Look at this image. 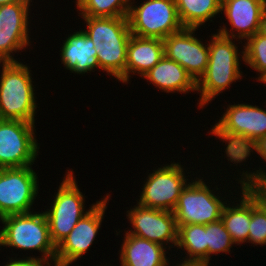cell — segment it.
Listing matches in <instances>:
<instances>
[{
  "label": "cell",
  "instance_id": "cell-1",
  "mask_svg": "<svg viewBox=\"0 0 266 266\" xmlns=\"http://www.w3.org/2000/svg\"><path fill=\"white\" fill-rule=\"evenodd\" d=\"M218 121L210 133L226 143V158L232 163L266 136V109L256 105L229 104Z\"/></svg>",
  "mask_w": 266,
  "mask_h": 266
},
{
  "label": "cell",
  "instance_id": "cell-2",
  "mask_svg": "<svg viewBox=\"0 0 266 266\" xmlns=\"http://www.w3.org/2000/svg\"><path fill=\"white\" fill-rule=\"evenodd\" d=\"M82 20L87 25L83 31L97 50L100 69L125 83L127 47L132 35L127 16L82 17Z\"/></svg>",
  "mask_w": 266,
  "mask_h": 266
},
{
  "label": "cell",
  "instance_id": "cell-3",
  "mask_svg": "<svg viewBox=\"0 0 266 266\" xmlns=\"http://www.w3.org/2000/svg\"><path fill=\"white\" fill-rule=\"evenodd\" d=\"M211 36L208 65L205 73L197 81V93L200 94L198 107L201 109L228 89L233 82L240 80L243 75L240 61L244 62V50L239 52L233 38L219 33ZM239 56H241L240 61Z\"/></svg>",
  "mask_w": 266,
  "mask_h": 266
},
{
  "label": "cell",
  "instance_id": "cell-4",
  "mask_svg": "<svg viewBox=\"0 0 266 266\" xmlns=\"http://www.w3.org/2000/svg\"><path fill=\"white\" fill-rule=\"evenodd\" d=\"M0 247L19 250H38L40 262L55 264L56 246L50 238L47 218L43 212H29L8 215L0 219Z\"/></svg>",
  "mask_w": 266,
  "mask_h": 266
},
{
  "label": "cell",
  "instance_id": "cell-5",
  "mask_svg": "<svg viewBox=\"0 0 266 266\" xmlns=\"http://www.w3.org/2000/svg\"><path fill=\"white\" fill-rule=\"evenodd\" d=\"M0 75V119L35 124L37 110L30 67L23 62L2 63Z\"/></svg>",
  "mask_w": 266,
  "mask_h": 266
},
{
  "label": "cell",
  "instance_id": "cell-6",
  "mask_svg": "<svg viewBox=\"0 0 266 266\" xmlns=\"http://www.w3.org/2000/svg\"><path fill=\"white\" fill-rule=\"evenodd\" d=\"M66 176L60 183L53 196L50 208L44 212L50 230V238L57 247L76 226L78 221L96 204H92L85 211V197L78 188V182L72 170H67Z\"/></svg>",
  "mask_w": 266,
  "mask_h": 266
},
{
  "label": "cell",
  "instance_id": "cell-7",
  "mask_svg": "<svg viewBox=\"0 0 266 266\" xmlns=\"http://www.w3.org/2000/svg\"><path fill=\"white\" fill-rule=\"evenodd\" d=\"M131 1L127 18L133 35L163 40L183 28L174 0H145L138 6Z\"/></svg>",
  "mask_w": 266,
  "mask_h": 266
},
{
  "label": "cell",
  "instance_id": "cell-8",
  "mask_svg": "<svg viewBox=\"0 0 266 266\" xmlns=\"http://www.w3.org/2000/svg\"><path fill=\"white\" fill-rule=\"evenodd\" d=\"M201 178L192 179L182 190L172 211L177 225H207L221 219L227 200L218 194L215 195L214 188L211 190L210 185L208 186L203 177Z\"/></svg>",
  "mask_w": 266,
  "mask_h": 266
},
{
  "label": "cell",
  "instance_id": "cell-9",
  "mask_svg": "<svg viewBox=\"0 0 266 266\" xmlns=\"http://www.w3.org/2000/svg\"><path fill=\"white\" fill-rule=\"evenodd\" d=\"M39 181L32 165L0 169V219L29 213L38 195Z\"/></svg>",
  "mask_w": 266,
  "mask_h": 266
},
{
  "label": "cell",
  "instance_id": "cell-10",
  "mask_svg": "<svg viewBox=\"0 0 266 266\" xmlns=\"http://www.w3.org/2000/svg\"><path fill=\"white\" fill-rule=\"evenodd\" d=\"M35 132L34 123L0 119V169L34 164L40 148Z\"/></svg>",
  "mask_w": 266,
  "mask_h": 266
},
{
  "label": "cell",
  "instance_id": "cell-11",
  "mask_svg": "<svg viewBox=\"0 0 266 266\" xmlns=\"http://www.w3.org/2000/svg\"><path fill=\"white\" fill-rule=\"evenodd\" d=\"M184 166L181 163L166 164L152 170L144 181L137 203L147 208L173 211L182 190L187 186ZM186 178V179H185Z\"/></svg>",
  "mask_w": 266,
  "mask_h": 266
},
{
  "label": "cell",
  "instance_id": "cell-12",
  "mask_svg": "<svg viewBox=\"0 0 266 266\" xmlns=\"http://www.w3.org/2000/svg\"><path fill=\"white\" fill-rule=\"evenodd\" d=\"M96 204L85 214L71 230L68 236L56 247L55 264L58 266H70L86 254L92 246L98 230L104 219L105 210L110 200V195Z\"/></svg>",
  "mask_w": 266,
  "mask_h": 266
},
{
  "label": "cell",
  "instance_id": "cell-13",
  "mask_svg": "<svg viewBox=\"0 0 266 266\" xmlns=\"http://www.w3.org/2000/svg\"><path fill=\"white\" fill-rule=\"evenodd\" d=\"M126 213V218L134 229L125 231L127 234L145 238L164 247L168 245V250L177 245L178 226L172 211L147 208L137 203V206L134 205Z\"/></svg>",
  "mask_w": 266,
  "mask_h": 266
},
{
  "label": "cell",
  "instance_id": "cell-14",
  "mask_svg": "<svg viewBox=\"0 0 266 266\" xmlns=\"http://www.w3.org/2000/svg\"><path fill=\"white\" fill-rule=\"evenodd\" d=\"M31 2L0 5V64L17 62L14 52L30 46L29 13ZM13 54V55H12Z\"/></svg>",
  "mask_w": 266,
  "mask_h": 266
},
{
  "label": "cell",
  "instance_id": "cell-15",
  "mask_svg": "<svg viewBox=\"0 0 266 266\" xmlns=\"http://www.w3.org/2000/svg\"><path fill=\"white\" fill-rule=\"evenodd\" d=\"M196 28L183 27L165 39L164 55L181 65L197 82L205 73L209 61V43L203 44Z\"/></svg>",
  "mask_w": 266,
  "mask_h": 266
},
{
  "label": "cell",
  "instance_id": "cell-16",
  "mask_svg": "<svg viewBox=\"0 0 266 266\" xmlns=\"http://www.w3.org/2000/svg\"><path fill=\"white\" fill-rule=\"evenodd\" d=\"M265 10L266 0H222L221 11L224 12L231 27L229 31L226 25L219 26L217 33L236 40L240 39L242 44L241 40H247L259 32Z\"/></svg>",
  "mask_w": 266,
  "mask_h": 266
},
{
  "label": "cell",
  "instance_id": "cell-17",
  "mask_svg": "<svg viewBox=\"0 0 266 266\" xmlns=\"http://www.w3.org/2000/svg\"><path fill=\"white\" fill-rule=\"evenodd\" d=\"M63 41L60 57L65 69L82 75L88 71L93 72L96 68L100 69L97 50L83 29L68 35Z\"/></svg>",
  "mask_w": 266,
  "mask_h": 266
},
{
  "label": "cell",
  "instance_id": "cell-18",
  "mask_svg": "<svg viewBox=\"0 0 266 266\" xmlns=\"http://www.w3.org/2000/svg\"><path fill=\"white\" fill-rule=\"evenodd\" d=\"M164 57L163 40L144 38L131 35L127 47V60L125 67V84L131 77L130 73L143 76Z\"/></svg>",
  "mask_w": 266,
  "mask_h": 266
},
{
  "label": "cell",
  "instance_id": "cell-19",
  "mask_svg": "<svg viewBox=\"0 0 266 266\" xmlns=\"http://www.w3.org/2000/svg\"><path fill=\"white\" fill-rule=\"evenodd\" d=\"M123 238L120 266H168L167 247L126 232Z\"/></svg>",
  "mask_w": 266,
  "mask_h": 266
},
{
  "label": "cell",
  "instance_id": "cell-20",
  "mask_svg": "<svg viewBox=\"0 0 266 266\" xmlns=\"http://www.w3.org/2000/svg\"><path fill=\"white\" fill-rule=\"evenodd\" d=\"M149 84L166 93L197 92V82L177 62L164 57L143 76Z\"/></svg>",
  "mask_w": 266,
  "mask_h": 266
},
{
  "label": "cell",
  "instance_id": "cell-21",
  "mask_svg": "<svg viewBox=\"0 0 266 266\" xmlns=\"http://www.w3.org/2000/svg\"><path fill=\"white\" fill-rule=\"evenodd\" d=\"M239 188L242 192L239 203L232 206L231 203H226L221 216L224 227L237 246L244 242L248 243L251 221V186L241 185Z\"/></svg>",
  "mask_w": 266,
  "mask_h": 266
},
{
  "label": "cell",
  "instance_id": "cell-22",
  "mask_svg": "<svg viewBox=\"0 0 266 266\" xmlns=\"http://www.w3.org/2000/svg\"><path fill=\"white\" fill-rule=\"evenodd\" d=\"M183 27L196 28L213 21L221 11L222 0H174ZM212 19V20H211Z\"/></svg>",
  "mask_w": 266,
  "mask_h": 266
},
{
  "label": "cell",
  "instance_id": "cell-23",
  "mask_svg": "<svg viewBox=\"0 0 266 266\" xmlns=\"http://www.w3.org/2000/svg\"><path fill=\"white\" fill-rule=\"evenodd\" d=\"M178 226V240L176 248L185 251L187 256L182 261L203 262L208 264V244L206 239V225L188 224ZM185 259V260H184Z\"/></svg>",
  "mask_w": 266,
  "mask_h": 266
},
{
  "label": "cell",
  "instance_id": "cell-24",
  "mask_svg": "<svg viewBox=\"0 0 266 266\" xmlns=\"http://www.w3.org/2000/svg\"><path fill=\"white\" fill-rule=\"evenodd\" d=\"M248 243L266 245V195L257 186H251V221Z\"/></svg>",
  "mask_w": 266,
  "mask_h": 266
},
{
  "label": "cell",
  "instance_id": "cell-25",
  "mask_svg": "<svg viewBox=\"0 0 266 266\" xmlns=\"http://www.w3.org/2000/svg\"><path fill=\"white\" fill-rule=\"evenodd\" d=\"M131 0H76L81 17L128 16Z\"/></svg>",
  "mask_w": 266,
  "mask_h": 266
},
{
  "label": "cell",
  "instance_id": "cell-26",
  "mask_svg": "<svg viewBox=\"0 0 266 266\" xmlns=\"http://www.w3.org/2000/svg\"><path fill=\"white\" fill-rule=\"evenodd\" d=\"M245 41L244 62L259 73L256 80L263 83L266 81V37L257 32Z\"/></svg>",
  "mask_w": 266,
  "mask_h": 266
},
{
  "label": "cell",
  "instance_id": "cell-27",
  "mask_svg": "<svg viewBox=\"0 0 266 266\" xmlns=\"http://www.w3.org/2000/svg\"><path fill=\"white\" fill-rule=\"evenodd\" d=\"M206 239L208 244V264L212 260L211 255L217 256L221 252L227 255L231 252L232 245L235 244L224 227L221 219L206 225Z\"/></svg>",
  "mask_w": 266,
  "mask_h": 266
},
{
  "label": "cell",
  "instance_id": "cell-28",
  "mask_svg": "<svg viewBox=\"0 0 266 266\" xmlns=\"http://www.w3.org/2000/svg\"><path fill=\"white\" fill-rule=\"evenodd\" d=\"M256 171H244L240 174L241 178H239L238 184L245 186H257L262 192H266V170L262 168H258Z\"/></svg>",
  "mask_w": 266,
  "mask_h": 266
},
{
  "label": "cell",
  "instance_id": "cell-29",
  "mask_svg": "<svg viewBox=\"0 0 266 266\" xmlns=\"http://www.w3.org/2000/svg\"><path fill=\"white\" fill-rule=\"evenodd\" d=\"M253 150L256 151V154H259L261 159L265 161L266 163V136L258 139L255 143H253L247 151L233 164H240L246 162V159L248 160V157H250L251 152L253 154Z\"/></svg>",
  "mask_w": 266,
  "mask_h": 266
},
{
  "label": "cell",
  "instance_id": "cell-30",
  "mask_svg": "<svg viewBox=\"0 0 266 266\" xmlns=\"http://www.w3.org/2000/svg\"><path fill=\"white\" fill-rule=\"evenodd\" d=\"M37 257H28L25 258H16L11 257L8 262H6L3 266H42L43 264L40 262V258ZM13 258V259H12Z\"/></svg>",
  "mask_w": 266,
  "mask_h": 266
},
{
  "label": "cell",
  "instance_id": "cell-31",
  "mask_svg": "<svg viewBox=\"0 0 266 266\" xmlns=\"http://www.w3.org/2000/svg\"><path fill=\"white\" fill-rule=\"evenodd\" d=\"M170 262L168 266H170ZM210 264H206L203 262H193V261H180V263H177L175 266H209Z\"/></svg>",
  "mask_w": 266,
  "mask_h": 266
},
{
  "label": "cell",
  "instance_id": "cell-32",
  "mask_svg": "<svg viewBox=\"0 0 266 266\" xmlns=\"http://www.w3.org/2000/svg\"><path fill=\"white\" fill-rule=\"evenodd\" d=\"M259 33L266 37V10L264 11L260 22Z\"/></svg>",
  "mask_w": 266,
  "mask_h": 266
},
{
  "label": "cell",
  "instance_id": "cell-33",
  "mask_svg": "<svg viewBox=\"0 0 266 266\" xmlns=\"http://www.w3.org/2000/svg\"><path fill=\"white\" fill-rule=\"evenodd\" d=\"M15 2H32V0H0V5H5Z\"/></svg>",
  "mask_w": 266,
  "mask_h": 266
},
{
  "label": "cell",
  "instance_id": "cell-34",
  "mask_svg": "<svg viewBox=\"0 0 266 266\" xmlns=\"http://www.w3.org/2000/svg\"><path fill=\"white\" fill-rule=\"evenodd\" d=\"M53 266V264H45V265H42V266ZM54 266H56V264H54Z\"/></svg>",
  "mask_w": 266,
  "mask_h": 266
}]
</instances>
